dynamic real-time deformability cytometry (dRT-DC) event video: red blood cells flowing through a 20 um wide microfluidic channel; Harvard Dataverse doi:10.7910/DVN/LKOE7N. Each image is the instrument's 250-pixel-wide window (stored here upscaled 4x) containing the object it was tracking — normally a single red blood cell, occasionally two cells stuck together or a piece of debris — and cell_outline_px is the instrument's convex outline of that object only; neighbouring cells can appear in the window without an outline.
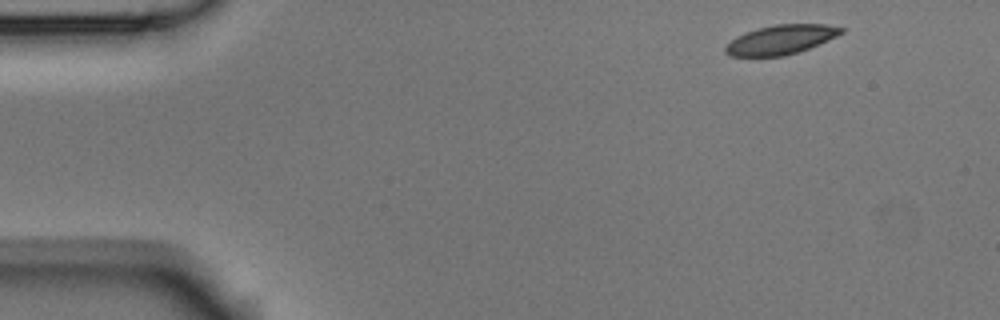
{"species": "Egyptian fruit bat (a non-hibernating species)", "species_latin": "Rousettus aegyptiacus", "temperature_condition": "room temperature", "stored_images_in_passage": 3, "segment_of_instrument_passage": [1, 2], "camera_frame_rate_fps": 3000, "um_per_image_px": 0.085, "animal": {"sex": "male"}, "frame": {"image": 1, "passage_image": 1, "time_ms": 0.0, "image_size_px": [1000, 320], "cell_outline_px": [[844, 32], [836, 36], [808, 48], [784, 56], [732, 56], [724, 52], [724, 48], [736, 36], [744, 32], [756, 28], [776, 24], [824, 24], [844, 28]], "centroid_in_image_um": [66.34, 3.36], "position_along_channel_um": 18.7, "area_um2": 19.59}}